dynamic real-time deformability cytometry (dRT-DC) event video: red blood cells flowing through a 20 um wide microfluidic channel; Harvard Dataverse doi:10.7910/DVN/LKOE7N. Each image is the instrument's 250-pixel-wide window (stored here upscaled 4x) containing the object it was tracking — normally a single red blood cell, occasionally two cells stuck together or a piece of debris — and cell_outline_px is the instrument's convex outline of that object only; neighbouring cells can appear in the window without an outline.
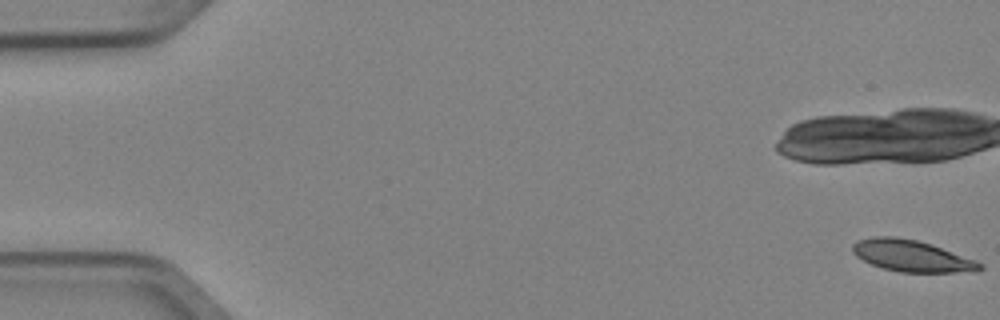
{"species": "Egyptian fruit bat (a non-hibernating species)", "species_latin": "Rousettus aegyptiacus", "temperature_condition": "cold", "stored_images_in_passage": 5, "camera_frame_rate_fps": 3000, "um_per_image_px": 0.085, "animal": {"sex": "female"}, "frame": {"image": 1, "passage_image": 1, "time_ms": 0.0, "image_size_px": [1000, 320], "cell_outline_px": [[984, 268], [980, 272], [900, 272], [884, 268], [872, 264], [856, 256], [852, 252], [852, 244], [856, 240], [872, 236], [896, 236], [916, 240], [932, 244], [976, 260], [984, 264]], "centroid_in_image_um": [77.53, 21.74], "position_along_channel_um": 7.5, "area_um2": 23.64}}